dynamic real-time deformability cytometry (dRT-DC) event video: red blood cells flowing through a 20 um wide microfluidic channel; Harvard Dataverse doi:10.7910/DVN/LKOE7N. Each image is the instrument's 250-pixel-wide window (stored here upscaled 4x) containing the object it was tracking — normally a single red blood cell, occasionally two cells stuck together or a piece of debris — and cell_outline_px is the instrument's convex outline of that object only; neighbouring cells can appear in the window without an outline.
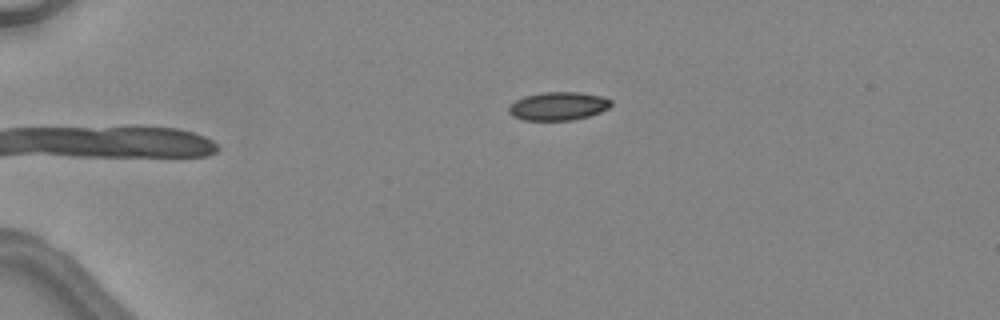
{"species": "common noctule bat (a hibernating species)", "species_latin": "Nyctalus noctula", "temperature_condition": "warm", "stored_images_in_passage": 5, "camera_frame_rate_fps": 3000, "um_per_image_px": 0.085, "animal": {"sex": "female", "body_mass_g": 24.6, "forearm_length_mm": 56.2}, "frame": {"image": 1, "passage_image": 5, "time_ms": 4.667, "image_size_px": [1000, 320], "cell_outline_px": [[612, 104], [608, 108], [600, 112], [588, 116], [572, 120], [524, 120], [512, 116], [508, 112], [508, 104], [524, 96], [540, 92], [580, 92], [600, 96], [612, 100]], "centroid_in_image_um": [47.41, 9.01], "position_along_channel_um": 37.6, "area_um2": 16.99}}